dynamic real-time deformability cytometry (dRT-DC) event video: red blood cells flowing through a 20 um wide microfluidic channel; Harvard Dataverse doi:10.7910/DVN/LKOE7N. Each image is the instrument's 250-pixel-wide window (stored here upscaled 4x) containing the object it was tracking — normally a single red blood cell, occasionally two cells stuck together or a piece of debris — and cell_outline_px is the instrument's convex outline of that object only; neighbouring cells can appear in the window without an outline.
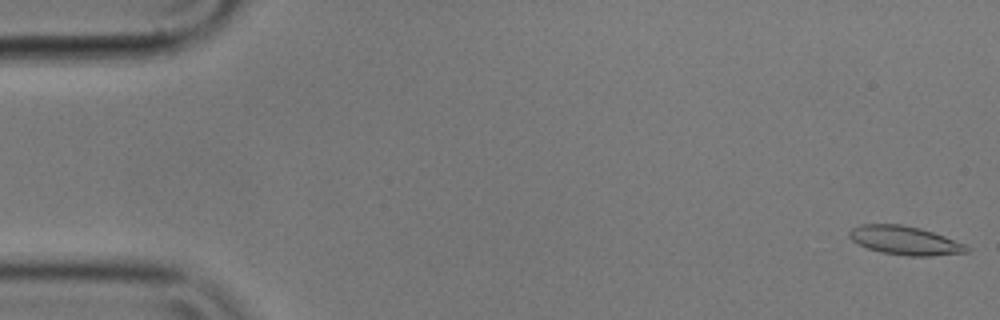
{"species": "common noctule bat (a hibernating species)", "species_latin": "Nyctalus noctula", "temperature_condition": "cold", "stored_images_in_passage": 56, "camera_frame_rate_fps": 3000, "um_per_image_px": 0.085, "animal": {"sex": "male", "body_mass_g": 17.9}, "frame": {"image": 1, "passage_image": 1, "time_ms": 0.0, "image_size_px": [1000, 320], "cell_outline_px": [[972, 248], [968, 252], [932, 256], [908, 256], [880, 252], [868, 248], [852, 240], [848, 236], [848, 232], [852, 228], [860, 224], [900, 224], [920, 228], [944, 236], [964, 244]], "centroid_in_image_um": [76.92, 20.44], "position_along_channel_um": 8.1, "area_um2": 19.59}}
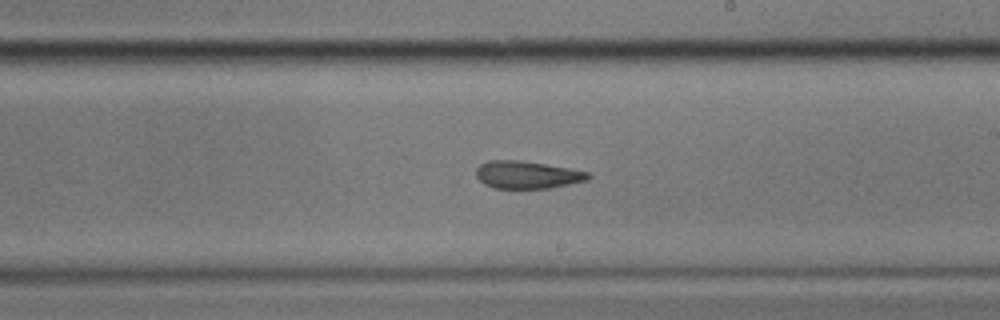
{"frame": {"image": 2, "passage_image": 32, "time_ms": 10.333, "image_size_px": [1000, 320], "cell_outline_px": [[592, 176], [588, 180], [548, 188], [492, 188], [484, 184], [476, 176], [476, 168], [480, 164], [488, 160], [516, 160], [544, 164], [568, 168], [588, 172]], "centroid_in_image_um": [44.78, 14.86], "position_along_channel_um": 244.2, "area_um2": 17.86}}
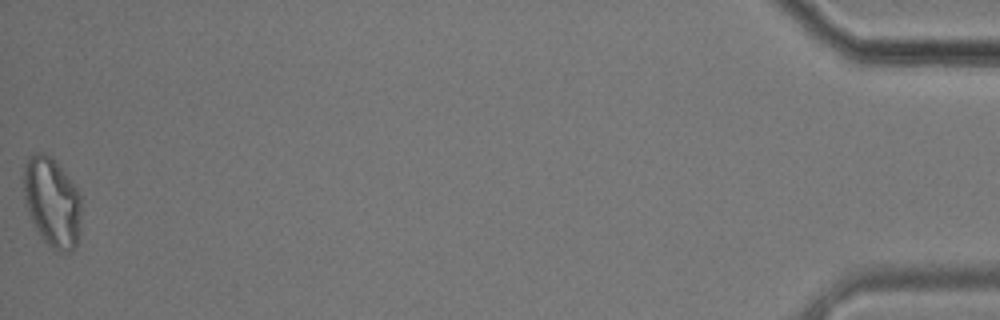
{"frame": {"image": 3, "passage_image": 56, "time_ms": 18.333, "image_size_px": [1000, 320], "cell_outline_px": [[80, 232], [76, 244], [72, 252], [60, 252], [52, 248], [44, 240], [36, 228], [28, 212], [24, 200], [24, 164], [28, 156], [36, 152], [44, 152], [64, 172], [80, 192]], "centroid_in_image_um": [4.43, 17.19], "position_along_channel_um": 430.8, "area_um2": 29.88}, "authors_computed_cell_mechanics": {"area_um2": 19.2763, "velocity_mm_per_s": 3.5523, "shape_relaxation_time_tau1_ms": 10.4012, "shape_relaxation_time_tau2_ms": 3.0798, "deformation_change_tau1": 0.2198, "deformation_change_tau2": 0.1136}}